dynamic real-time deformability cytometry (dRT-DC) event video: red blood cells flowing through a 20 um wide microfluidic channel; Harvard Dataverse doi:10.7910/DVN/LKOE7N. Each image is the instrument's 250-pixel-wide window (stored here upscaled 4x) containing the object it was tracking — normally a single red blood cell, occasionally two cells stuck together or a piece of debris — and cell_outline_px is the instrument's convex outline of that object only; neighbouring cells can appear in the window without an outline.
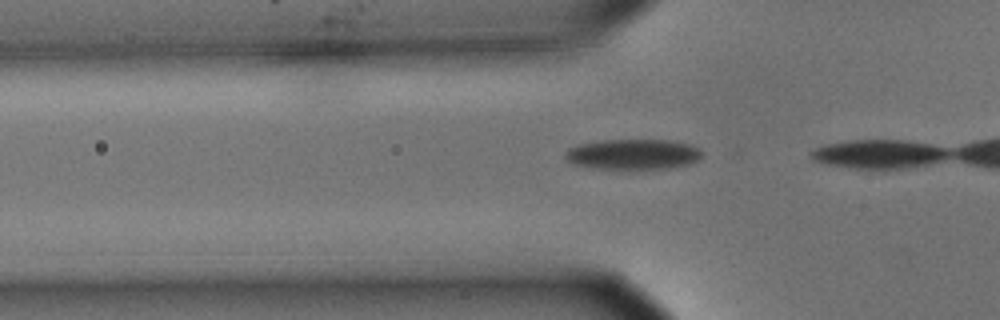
{"species": "common noctule bat (a hibernating species)", "species_latin": "Nyctalus noctula", "temperature_condition": "cold", "stored_images_in_passage": 3, "camera_frame_rate_fps": 3000, "um_per_image_px": 0.085, "animal": {"sex": "male", "body_mass_g": 15.6}, "frame": {"image": 1, "passage_image": 2, "time_ms": 0.333, "image_size_px": [1000, 320], "cell_outline_px": [[700, 156], [696, 160], [688, 164], [664, 168], [592, 168], [572, 164], [564, 156], [564, 152], [568, 148], [580, 144], [600, 140], [668, 140], [688, 144], [700, 148]], "centroid_in_image_um": [53.74, 13.1], "position_along_channel_um": 72.1, "area_um2": 23.87}}